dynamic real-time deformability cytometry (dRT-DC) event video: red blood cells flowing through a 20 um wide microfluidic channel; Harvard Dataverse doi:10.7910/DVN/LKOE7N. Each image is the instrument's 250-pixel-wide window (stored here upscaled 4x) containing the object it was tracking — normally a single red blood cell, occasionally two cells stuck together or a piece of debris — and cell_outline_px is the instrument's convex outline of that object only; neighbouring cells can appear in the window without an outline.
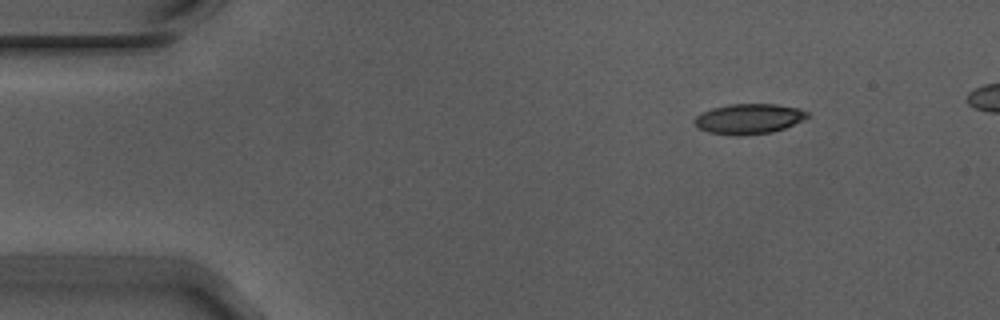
{"species": "Egyptian fruit bat (a non-hibernating species)", "species_latin": "Rousettus aegyptiacus", "temperature_condition": "warm", "stored_images_in_passage": 46, "camera_frame_rate_fps": 3000, "um_per_image_px": 0.085, "animal": {"sex": "male"}, "frame": {"image": 1, "passage_image": 1, "time_ms": 0.0, "image_size_px": [1000, 320], "cell_outline_px": [[812, 116], [804, 120], [784, 128], [772, 132], [740, 136], [736, 136], [708, 132], [700, 128], [692, 120], [700, 112], [712, 108], [728, 104], [776, 104], [800, 108], [808, 112]], "centroid_in_image_um": [63.67, 10.09], "position_along_channel_um": 21.3, "area_um2": 20.11}}
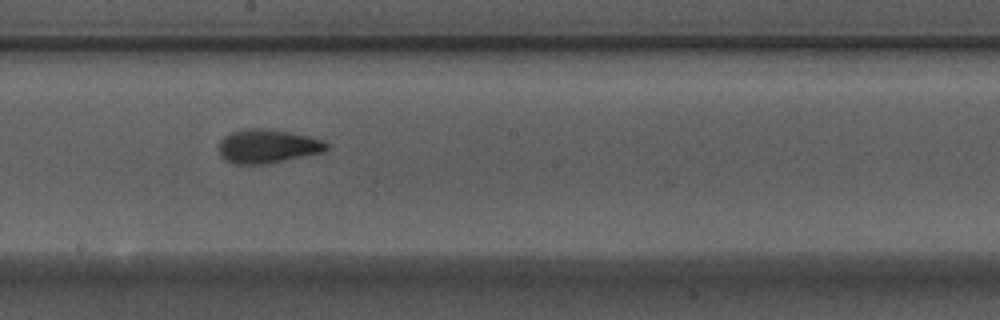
{"frame": {"image": 2, "passage_image": 24, "time_ms": 7.667, "image_size_px": [1000, 320], "cell_outline_px": [[328, 148], [324, 152], [264, 164], [236, 164], [224, 160], [220, 156], [220, 140], [224, 136], [232, 132], [248, 128], [268, 128], [312, 136], [324, 140], [328, 144]], "centroid_in_image_um": [22.77, 12.42], "position_along_channel_um": 225.4, "area_um2": 21.33}}
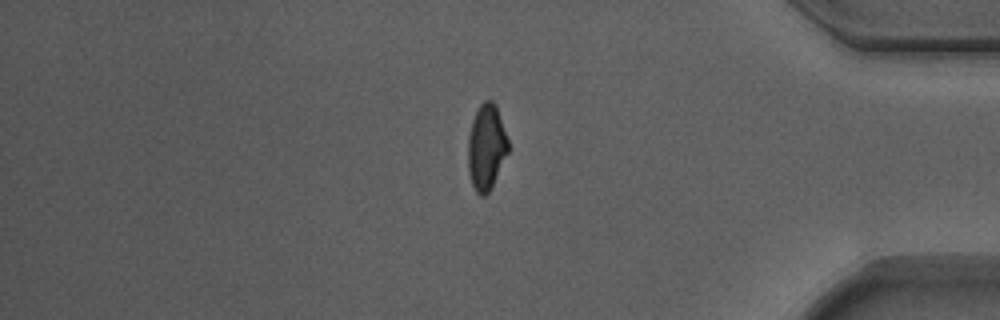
{"frame": {"image": 3, "passage_image": 40, "time_ms": 13.0, "image_size_px": [1000, 320], "cell_outline_px": [[508, 152], [492, 188], [484, 196], [480, 196], [476, 192], [472, 184], [468, 172], [468, 136], [472, 120], [480, 104], [484, 100], [492, 100], [496, 104], [508, 140]], "centroid_in_image_um": [41.33, 12.52], "position_along_channel_um": 393.9, "area_um2": 20.17}}